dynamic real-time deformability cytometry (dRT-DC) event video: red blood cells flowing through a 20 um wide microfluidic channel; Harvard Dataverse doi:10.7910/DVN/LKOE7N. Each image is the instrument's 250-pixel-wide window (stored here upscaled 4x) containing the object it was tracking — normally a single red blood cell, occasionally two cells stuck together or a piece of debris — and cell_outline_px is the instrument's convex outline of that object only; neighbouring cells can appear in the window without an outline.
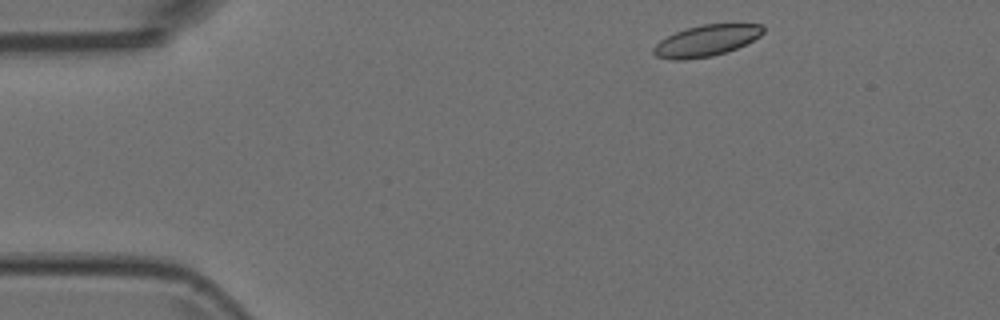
{"species": "Egyptian fruit bat (a non-hibernating species)", "species_latin": "Rousettus aegyptiacus", "temperature_condition": "room temperature", "stored_images_in_passage": 3, "camera_frame_rate_fps": 3000, "um_per_image_px": 0.085, "animal": {"sex": "female"}, "frame": {"image": 1, "passage_image": 1, "time_ms": 0.0, "image_size_px": [1000, 320], "cell_outline_px": [[764, 32], [760, 36], [736, 48], [712, 56], [684, 60], [672, 60], [656, 56], [652, 52], [652, 48], [660, 40], [676, 32], [688, 28], [704, 24], [760, 24], [764, 28]], "centroid_in_image_um": [60.0, 3.46], "position_along_channel_um": 25.0, "area_um2": 19.71}}